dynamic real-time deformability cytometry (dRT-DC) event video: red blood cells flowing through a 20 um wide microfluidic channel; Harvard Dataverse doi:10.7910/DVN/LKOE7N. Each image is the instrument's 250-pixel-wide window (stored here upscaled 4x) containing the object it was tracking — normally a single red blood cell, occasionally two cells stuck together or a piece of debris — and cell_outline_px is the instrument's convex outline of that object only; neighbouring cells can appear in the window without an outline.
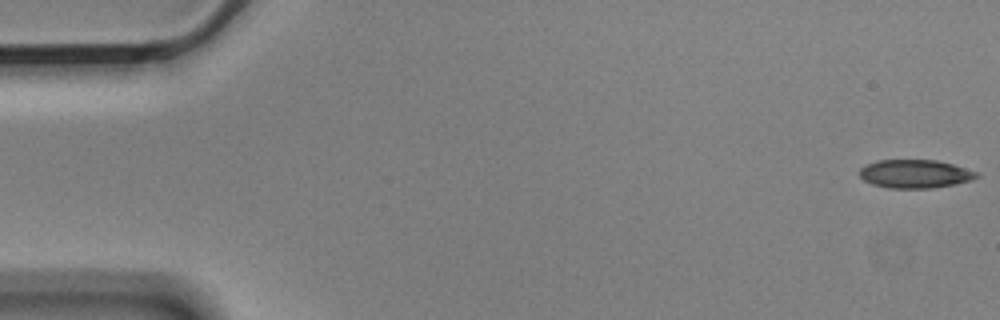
{"species": "Egyptian fruit bat (a non-hibernating species)", "species_latin": "Rousettus aegyptiacus", "temperature_condition": "cold", "stored_images_in_passage": 5, "camera_frame_rate_fps": 3000, "um_per_image_px": 0.085, "animal": {"sex": "male"}, "frame": {"image": 1, "passage_image": 1, "time_ms": 0.0, "image_size_px": [1000, 320], "cell_outline_px": [[980, 176], [972, 180], [956, 184], [932, 188], [888, 188], [872, 184], [864, 180], [860, 176], [860, 168], [876, 160], [936, 160], [952, 164], [976, 172]], "centroid_in_image_um": [77.77, 14.78], "position_along_channel_um": 7.2, "area_um2": 19.31}}
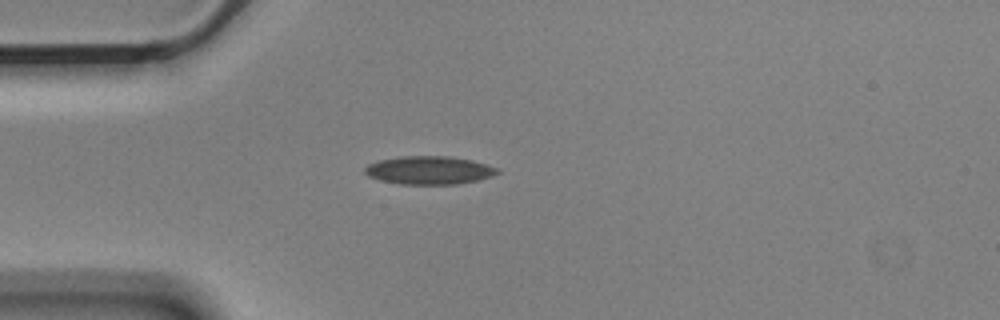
{"frame": {"image": 2, "passage_image": 5, "time_ms": 1.333, "image_size_px": [1000, 320], "cell_outline_px": [[500, 172], [492, 176], [476, 180], [456, 184], [400, 184], [380, 180], [368, 176], [364, 172], [364, 168], [368, 164], [380, 160], [400, 156], [452, 156], [472, 160], [496, 168]], "centroid_in_image_um": [36.44, 14.46], "position_along_channel_um": 48.6, "area_um2": 21.68}}